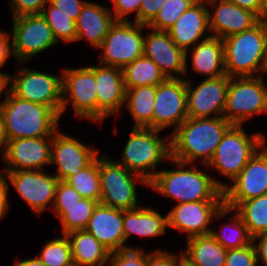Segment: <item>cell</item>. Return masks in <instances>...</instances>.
Wrapping results in <instances>:
<instances>
[{"instance_id":"obj_6","label":"cell","mask_w":267,"mask_h":266,"mask_svg":"<svg viewBox=\"0 0 267 266\" xmlns=\"http://www.w3.org/2000/svg\"><path fill=\"white\" fill-rule=\"evenodd\" d=\"M264 144L266 136L262 133H252L249 136L243 125H232L205 166L217 170L232 182Z\"/></svg>"},{"instance_id":"obj_21","label":"cell","mask_w":267,"mask_h":266,"mask_svg":"<svg viewBox=\"0 0 267 266\" xmlns=\"http://www.w3.org/2000/svg\"><path fill=\"white\" fill-rule=\"evenodd\" d=\"M97 92V123L111 115H118L125 104L126 88L123 70L98 64L94 66Z\"/></svg>"},{"instance_id":"obj_8","label":"cell","mask_w":267,"mask_h":266,"mask_svg":"<svg viewBox=\"0 0 267 266\" xmlns=\"http://www.w3.org/2000/svg\"><path fill=\"white\" fill-rule=\"evenodd\" d=\"M264 75L230 77L223 117L232 125H243L255 114L267 113Z\"/></svg>"},{"instance_id":"obj_16","label":"cell","mask_w":267,"mask_h":266,"mask_svg":"<svg viewBox=\"0 0 267 266\" xmlns=\"http://www.w3.org/2000/svg\"><path fill=\"white\" fill-rule=\"evenodd\" d=\"M187 87L183 78H167L156 86L153 110V129L175 131L186 119Z\"/></svg>"},{"instance_id":"obj_38","label":"cell","mask_w":267,"mask_h":266,"mask_svg":"<svg viewBox=\"0 0 267 266\" xmlns=\"http://www.w3.org/2000/svg\"><path fill=\"white\" fill-rule=\"evenodd\" d=\"M196 2L197 0H166L147 28L167 31Z\"/></svg>"},{"instance_id":"obj_32","label":"cell","mask_w":267,"mask_h":266,"mask_svg":"<svg viewBox=\"0 0 267 266\" xmlns=\"http://www.w3.org/2000/svg\"><path fill=\"white\" fill-rule=\"evenodd\" d=\"M122 70L125 88L157 86L167 79L160 68L145 55L138 57Z\"/></svg>"},{"instance_id":"obj_15","label":"cell","mask_w":267,"mask_h":266,"mask_svg":"<svg viewBox=\"0 0 267 266\" xmlns=\"http://www.w3.org/2000/svg\"><path fill=\"white\" fill-rule=\"evenodd\" d=\"M223 189L224 205L235 209L241 202L267 194V145L247 162L239 175Z\"/></svg>"},{"instance_id":"obj_11","label":"cell","mask_w":267,"mask_h":266,"mask_svg":"<svg viewBox=\"0 0 267 266\" xmlns=\"http://www.w3.org/2000/svg\"><path fill=\"white\" fill-rule=\"evenodd\" d=\"M11 93L20 99L49 106L61 118L62 74L20 67L12 76Z\"/></svg>"},{"instance_id":"obj_35","label":"cell","mask_w":267,"mask_h":266,"mask_svg":"<svg viewBox=\"0 0 267 266\" xmlns=\"http://www.w3.org/2000/svg\"><path fill=\"white\" fill-rule=\"evenodd\" d=\"M233 211L234 214L230 221L227 222L228 224H224L221 229H219V232L214 228L211 231V235L214 239L225 249L242 248L252 243V237L239 213L237 211L235 212V209H233Z\"/></svg>"},{"instance_id":"obj_4","label":"cell","mask_w":267,"mask_h":266,"mask_svg":"<svg viewBox=\"0 0 267 266\" xmlns=\"http://www.w3.org/2000/svg\"><path fill=\"white\" fill-rule=\"evenodd\" d=\"M229 77H254L267 71V27L260 20L251 29L222 39ZM261 72V73H259Z\"/></svg>"},{"instance_id":"obj_17","label":"cell","mask_w":267,"mask_h":266,"mask_svg":"<svg viewBox=\"0 0 267 266\" xmlns=\"http://www.w3.org/2000/svg\"><path fill=\"white\" fill-rule=\"evenodd\" d=\"M185 80L189 118L223 117L230 80L227 74L217 78H206L195 88L189 79Z\"/></svg>"},{"instance_id":"obj_10","label":"cell","mask_w":267,"mask_h":266,"mask_svg":"<svg viewBox=\"0 0 267 266\" xmlns=\"http://www.w3.org/2000/svg\"><path fill=\"white\" fill-rule=\"evenodd\" d=\"M94 66L62 70L61 117L68 103L75 116L97 122V92Z\"/></svg>"},{"instance_id":"obj_51","label":"cell","mask_w":267,"mask_h":266,"mask_svg":"<svg viewBox=\"0 0 267 266\" xmlns=\"http://www.w3.org/2000/svg\"><path fill=\"white\" fill-rule=\"evenodd\" d=\"M11 87H12V76L10 74L0 72V95L3 93V91L6 89L7 95L6 97L0 101V108L3 105V103L7 100L8 96L11 94Z\"/></svg>"},{"instance_id":"obj_22","label":"cell","mask_w":267,"mask_h":266,"mask_svg":"<svg viewBox=\"0 0 267 266\" xmlns=\"http://www.w3.org/2000/svg\"><path fill=\"white\" fill-rule=\"evenodd\" d=\"M209 28L211 36L220 39L251 29L260 19L251 11L227 2L226 0H207Z\"/></svg>"},{"instance_id":"obj_31","label":"cell","mask_w":267,"mask_h":266,"mask_svg":"<svg viewBox=\"0 0 267 266\" xmlns=\"http://www.w3.org/2000/svg\"><path fill=\"white\" fill-rule=\"evenodd\" d=\"M98 202L89 198H82L72 205H53L52 212L61 221L62 234L85 230Z\"/></svg>"},{"instance_id":"obj_3","label":"cell","mask_w":267,"mask_h":266,"mask_svg":"<svg viewBox=\"0 0 267 266\" xmlns=\"http://www.w3.org/2000/svg\"><path fill=\"white\" fill-rule=\"evenodd\" d=\"M6 142L20 138L53 136L60 116L49 106L26 101L12 93L0 108Z\"/></svg>"},{"instance_id":"obj_42","label":"cell","mask_w":267,"mask_h":266,"mask_svg":"<svg viewBox=\"0 0 267 266\" xmlns=\"http://www.w3.org/2000/svg\"><path fill=\"white\" fill-rule=\"evenodd\" d=\"M12 16L40 15L49 0H9Z\"/></svg>"},{"instance_id":"obj_2","label":"cell","mask_w":267,"mask_h":266,"mask_svg":"<svg viewBox=\"0 0 267 266\" xmlns=\"http://www.w3.org/2000/svg\"><path fill=\"white\" fill-rule=\"evenodd\" d=\"M231 126L224 117H188L170 133L171 158L190 166L200 159V163L207 165Z\"/></svg>"},{"instance_id":"obj_34","label":"cell","mask_w":267,"mask_h":266,"mask_svg":"<svg viewBox=\"0 0 267 266\" xmlns=\"http://www.w3.org/2000/svg\"><path fill=\"white\" fill-rule=\"evenodd\" d=\"M64 181L73 187L83 198H89L100 203L99 156L88 166L81 169L75 175H70Z\"/></svg>"},{"instance_id":"obj_36","label":"cell","mask_w":267,"mask_h":266,"mask_svg":"<svg viewBox=\"0 0 267 266\" xmlns=\"http://www.w3.org/2000/svg\"><path fill=\"white\" fill-rule=\"evenodd\" d=\"M42 17L46 20L53 31L56 41L75 42L77 29L76 23L68 15L60 12L58 8L53 6L49 1L43 7L41 12Z\"/></svg>"},{"instance_id":"obj_19","label":"cell","mask_w":267,"mask_h":266,"mask_svg":"<svg viewBox=\"0 0 267 266\" xmlns=\"http://www.w3.org/2000/svg\"><path fill=\"white\" fill-rule=\"evenodd\" d=\"M52 136L8 140L2 155L3 171L43 170L51 165Z\"/></svg>"},{"instance_id":"obj_54","label":"cell","mask_w":267,"mask_h":266,"mask_svg":"<svg viewBox=\"0 0 267 266\" xmlns=\"http://www.w3.org/2000/svg\"><path fill=\"white\" fill-rule=\"evenodd\" d=\"M262 8H263V18L265 14L267 13V0H260Z\"/></svg>"},{"instance_id":"obj_30","label":"cell","mask_w":267,"mask_h":266,"mask_svg":"<svg viewBox=\"0 0 267 266\" xmlns=\"http://www.w3.org/2000/svg\"><path fill=\"white\" fill-rule=\"evenodd\" d=\"M156 86L126 88L125 107L130 111L133 127L153 129Z\"/></svg>"},{"instance_id":"obj_26","label":"cell","mask_w":267,"mask_h":266,"mask_svg":"<svg viewBox=\"0 0 267 266\" xmlns=\"http://www.w3.org/2000/svg\"><path fill=\"white\" fill-rule=\"evenodd\" d=\"M168 228V215L149 207H138L132 210H123V233L125 243L133 235L140 237L163 236Z\"/></svg>"},{"instance_id":"obj_33","label":"cell","mask_w":267,"mask_h":266,"mask_svg":"<svg viewBox=\"0 0 267 266\" xmlns=\"http://www.w3.org/2000/svg\"><path fill=\"white\" fill-rule=\"evenodd\" d=\"M235 210L239 213L250 236L267 232V194L241 202Z\"/></svg>"},{"instance_id":"obj_25","label":"cell","mask_w":267,"mask_h":266,"mask_svg":"<svg viewBox=\"0 0 267 266\" xmlns=\"http://www.w3.org/2000/svg\"><path fill=\"white\" fill-rule=\"evenodd\" d=\"M76 41L86 39L92 47L98 48L115 23L110 9L98 3L86 1L76 21Z\"/></svg>"},{"instance_id":"obj_47","label":"cell","mask_w":267,"mask_h":266,"mask_svg":"<svg viewBox=\"0 0 267 266\" xmlns=\"http://www.w3.org/2000/svg\"><path fill=\"white\" fill-rule=\"evenodd\" d=\"M12 36L9 32H5L4 30H0V68H2L9 57L12 55L13 57V49H12Z\"/></svg>"},{"instance_id":"obj_14","label":"cell","mask_w":267,"mask_h":266,"mask_svg":"<svg viewBox=\"0 0 267 266\" xmlns=\"http://www.w3.org/2000/svg\"><path fill=\"white\" fill-rule=\"evenodd\" d=\"M44 170L3 171L8 183L13 185L17 194L36 214L41 215L50 204V210L55 201L56 187L59 182L53 174ZM52 203V204H51Z\"/></svg>"},{"instance_id":"obj_24","label":"cell","mask_w":267,"mask_h":266,"mask_svg":"<svg viewBox=\"0 0 267 266\" xmlns=\"http://www.w3.org/2000/svg\"><path fill=\"white\" fill-rule=\"evenodd\" d=\"M85 230L110 253L115 252L121 244L125 243L123 210L98 203Z\"/></svg>"},{"instance_id":"obj_27","label":"cell","mask_w":267,"mask_h":266,"mask_svg":"<svg viewBox=\"0 0 267 266\" xmlns=\"http://www.w3.org/2000/svg\"><path fill=\"white\" fill-rule=\"evenodd\" d=\"M191 66L196 74L217 78L226 75L222 39L210 36L191 48Z\"/></svg>"},{"instance_id":"obj_18","label":"cell","mask_w":267,"mask_h":266,"mask_svg":"<svg viewBox=\"0 0 267 266\" xmlns=\"http://www.w3.org/2000/svg\"><path fill=\"white\" fill-rule=\"evenodd\" d=\"M59 131L52 136L51 166L57 165L54 175L59 181H64L88 166L98 156L99 150Z\"/></svg>"},{"instance_id":"obj_52","label":"cell","mask_w":267,"mask_h":266,"mask_svg":"<svg viewBox=\"0 0 267 266\" xmlns=\"http://www.w3.org/2000/svg\"><path fill=\"white\" fill-rule=\"evenodd\" d=\"M14 266H46L37 256L24 260L15 261Z\"/></svg>"},{"instance_id":"obj_20","label":"cell","mask_w":267,"mask_h":266,"mask_svg":"<svg viewBox=\"0 0 267 266\" xmlns=\"http://www.w3.org/2000/svg\"><path fill=\"white\" fill-rule=\"evenodd\" d=\"M149 29L151 32L144 37L143 55L150 58L166 78L185 76L186 52L172 41L167 31Z\"/></svg>"},{"instance_id":"obj_53","label":"cell","mask_w":267,"mask_h":266,"mask_svg":"<svg viewBox=\"0 0 267 266\" xmlns=\"http://www.w3.org/2000/svg\"><path fill=\"white\" fill-rule=\"evenodd\" d=\"M5 146H6V138H5V135H4L2 117H1V114H0V149H1V153L0 154L1 155H3V153H4Z\"/></svg>"},{"instance_id":"obj_28","label":"cell","mask_w":267,"mask_h":266,"mask_svg":"<svg viewBox=\"0 0 267 266\" xmlns=\"http://www.w3.org/2000/svg\"><path fill=\"white\" fill-rule=\"evenodd\" d=\"M71 244L74 266H106L110 252L88 231L78 230L66 234Z\"/></svg>"},{"instance_id":"obj_55","label":"cell","mask_w":267,"mask_h":266,"mask_svg":"<svg viewBox=\"0 0 267 266\" xmlns=\"http://www.w3.org/2000/svg\"><path fill=\"white\" fill-rule=\"evenodd\" d=\"M263 21L265 22L266 27H267V13H266L265 16H264Z\"/></svg>"},{"instance_id":"obj_37","label":"cell","mask_w":267,"mask_h":266,"mask_svg":"<svg viewBox=\"0 0 267 266\" xmlns=\"http://www.w3.org/2000/svg\"><path fill=\"white\" fill-rule=\"evenodd\" d=\"M37 256L46 266H74L71 244L66 235L49 240Z\"/></svg>"},{"instance_id":"obj_29","label":"cell","mask_w":267,"mask_h":266,"mask_svg":"<svg viewBox=\"0 0 267 266\" xmlns=\"http://www.w3.org/2000/svg\"><path fill=\"white\" fill-rule=\"evenodd\" d=\"M182 253L189 266H225L227 249L208 234L188 238Z\"/></svg>"},{"instance_id":"obj_1","label":"cell","mask_w":267,"mask_h":266,"mask_svg":"<svg viewBox=\"0 0 267 266\" xmlns=\"http://www.w3.org/2000/svg\"><path fill=\"white\" fill-rule=\"evenodd\" d=\"M177 168L158 170L149 187L159 194L176 200L177 204L196 201H224L223 189L227 186L197 168L184 162L169 159ZM194 165V166H193Z\"/></svg>"},{"instance_id":"obj_39","label":"cell","mask_w":267,"mask_h":266,"mask_svg":"<svg viewBox=\"0 0 267 266\" xmlns=\"http://www.w3.org/2000/svg\"><path fill=\"white\" fill-rule=\"evenodd\" d=\"M147 254L143 248L121 244L115 252L110 253V266H146Z\"/></svg>"},{"instance_id":"obj_49","label":"cell","mask_w":267,"mask_h":266,"mask_svg":"<svg viewBox=\"0 0 267 266\" xmlns=\"http://www.w3.org/2000/svg\"><path fill=\"white\" fill-rule=\"evenodd\" d=\"M9 183L5 173L0 172V221L9 211L8 193Z\"/></svg>"},{"instance_id":"obj_41","label":"cell","mask_w":267,"mask_h":266,"mask_svg":"<svg viewBox=\"0 0 267 266\" xmlns=\"http://www.w3.org/2000/svg\"><path fill=\"white\" fill-rule=\"evenodd\" d=\"M113 4V16L115 21L128 22V15L135 12L134 22L139 23V10L142 0H111Z\"/></svg>"},{"instance_id":"obj_7","label":"cell","mask_w":267,"mask_h":266,"mask_svg":"<svg viewBox=\"0 0 267 266\" xmlns=\"http://www.w3.org/2000/svg\"><path fill=\"white\" fill-rule=\"evenodd\" d=\"M99 177L100 203L115 209L132 210L140 207L136 183H143L149 188V183L142 176L129 171L106 154L99 157Z\"/></svg>"},{"instance_id":"obj_48","label":"cell","mask_w":267,"mask_h":266,"mask_svg":"<svg viewBox=\"0 0 267 266\" xmlns=\"http://www.w3.org/2000/svg\"><path fill=\"white\" fill-rule=\"evenodd\" d=\"M252 243L256 250L257 261L267 266V232L257 234L252 238Z\"/></svg>"},{"instance_id":"obj_46","label":"cell","mask_w":267,"mask_h":266,"mask_svg":"<svg viewBox=\"0 0 267 266\" xmlns=\"http://www.w3.org/2000/svg\"><path fill=\"white\" fill-rule=\"evenodd\" d=\"M49 2L58 8L60 12L68 15L69 18L76 21L80 14L82 6L86 1L84 0H49Z\"/></svg>"},{"instance_id":"obj_45","label":"cell","mask_w":267,"mask_h":266,"mask_svg":"<svg viewBox=\"0 0 267 266\" xmlns=\"http://www.w3.org/2000/svg\"><path fill=\"white\" fill-rule=\"evenodd\" d=\"M166 0H142L139 10V24L149 25L157 16Z\"/></svg>"},{"instance_id":"obj_40","label":"cell","mask_w":267,"mask_h":266,"mask_svg":"<svg viewBox=\"0 0 267 266\" xmlns=\"http://www.w3.org/2000/svg\"><path fill=\"white\" fill-rule=\"evenodd\" d=\"M257 264L253 243L242 248L227 249L225 266H257Z\"/></svg>"},{"instance_id":"obj_12","label":"cell","mask_w":267,"mask_h":266,"mask_svg":"<svg viewBox=\"0 0 267 266\" xmlns=\"http://www.w3.org/2000/svg\"><path fill=\"white\" fill-rule=\"evenodd\" d=\"M233 212L224 201H196L176 204L167 214L168 227L178 230L186 237L211 234L210 222L222 219ZM218 218V219H217Z\"/></svg>"},{"instance_id":"obj_50","label":"cell","mask_w":267,"mask_h":266,"mask_svg":"<svg viewBox=\"0 0 267 266\" xmlns=\"http://www.w3.org/2000/svg\"><path fill=\"white\" fill-rule=\"evenodd\" d=\"M242 9H246L254 13L260 20H263V8L260 0H226Z\"/></svg>"},{"instance_id":"obj_23","label":"cell","mask_w":267,"mask_h":266,"mask_svg":"<svg viewBox=\"0 0 267 266\" xmlns=\"http://www.w3.org/2000/svg\"><path fill=\"white\" fill-rule=\"evenodd\" d=\"M209 7L206 1H197L186 10L179 19L167 30L172 41L186 52L185 75H188V51L204 38L209 28ZM203 37V39H201Z\"/></svg>"},{"instance_id":"obj_44","label":"cell","mask_w":267,"mask_h":266,"mask_svg":"<svg viewBox=\"0 0 267 266\" xmlns=\"http://www.w3.org/2000/svg\"><path fill=\"white\" fill-rule=\"evenodd\" d=\"M83 197L65 181H59L56 187L55 201L53 205L76 204Z\"/></svg>"},{"instance_id":"obj_13","label":"cell","mask_w":267,"mask_h":266,"mask_svg":"<svg viewBox=\"0 0 267 266\" xmlns=\"http://www.w3.org/2000/svg\"><path fill=\"white\" fill-rule=\"evenodd\" d=\"M12 23L13 56L18 64L58 43L41 14L12 17Z\"/></svg>"},{"instance_id":"obj_56","label":"cell","mask_w":267,"mask_h":266,"mask_svg":"<svg viewBox=\"0 0 267 266\" xmlns=\"http://www.w3.org/2000/svg\"><path fill=\"white\" fill-rule=\"evenodd\" d=\"M182 266H189L188 264H186L185 262H183Z\"/></svg>"},{"instance_id":"obj_5","label":"cell","mask_w":267,"mask_h":266,"mask_svg":"<svg viewBox=\"0 0 267 266\" xmlns=\"http://www.w3.org/2000/svg\"><path fill=\"white\" fill-rule=\"evenodd\" d=\"M160 132L158 129L132 127L121 161H116L149 183L158 172L157 165L171 158L170 134L163 139L159 137Z\"/></svg>"},{"instance_id":"obj_9","label":"cell","mask_w":267,"mask_h":266,"mask_svg":"<svg viewBox=\"0 0 267 266\" xmlns=\"http://www.w3.org/2000/svg\"><path fill=\"white\" fill-rule=\"evenodd\" d=\"M148 27L134 21H115L97 49H101V65L123 69L143 55L144 37L142 31Z\"/></svg>"},{"instance_id":"obj_43","label":"cell","mask_w":267,"mask_h":266,"mask_svg":"<svg viewBox=\"0 0 267 266\" xmlns=\"http://www.w3.org/2000/svg\"><path fill=\"white\" fill-rule=\"evenodd\" d=\"M183 262L184 257L182 251L176 255L169 252V250L162 251L160 248L147 254L146 266H182Z\"/></svg>"}]
</instances>
